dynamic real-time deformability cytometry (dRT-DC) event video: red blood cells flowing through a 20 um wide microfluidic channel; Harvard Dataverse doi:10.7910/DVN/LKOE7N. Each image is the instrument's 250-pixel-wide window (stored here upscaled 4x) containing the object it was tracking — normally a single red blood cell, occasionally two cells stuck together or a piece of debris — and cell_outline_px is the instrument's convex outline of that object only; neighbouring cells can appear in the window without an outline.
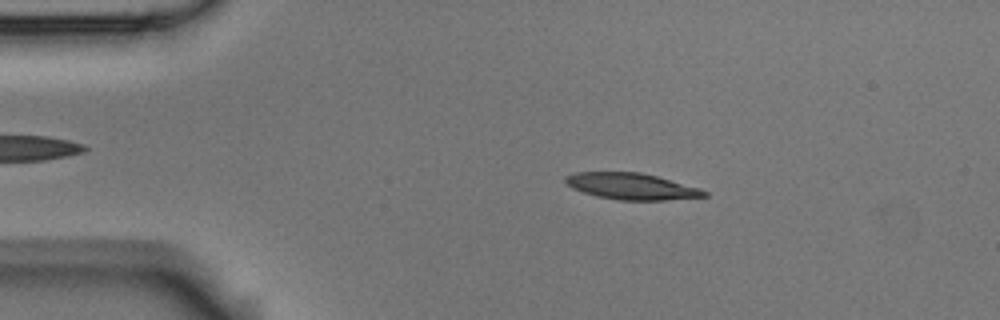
{"species": "Egyptian fruit bat (a non-hibernating species)", "species_latin": "Rousettus aegyptiacus", "temperature_condition": "room temperature", "stored_images_in_passage": 5, "camera_frame_rate_fps": 3000, "um_per_image_px": 0.085, "animal": {"sex": "male"}, "frame": {"image": 1, "passage_image": 2, "time_ms": 0.333, "image_size_px": [1000, 320], "cell_outline_px": [[708, 196], [664, 200], [616, 200], [596, 196], [572, 188], [564, 180], [564, 176], [576, 172], [640, 172], [656, 176], [700, 188], [708, 192]], "centroid_in_image_um": [53.67, 15.84], "position_along_channel_um": 31.3, "area_um2": 21.27}}
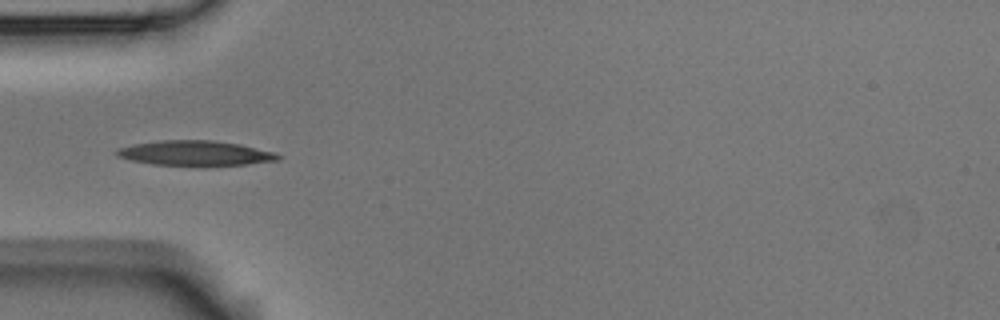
{"frame": {"image": 2, "passage_image": 4, "time_ms": 1.0, "image_size_px": [1000, 320], "cell_outline_px": [[280, 160], [244, 164], [204, 168], [152, 164], [132, 160], [116, 156], [112, 152], [116, 148], [136, 144], [160, 140], [212, 140], [240, 144], [272, 152], [280, 156]], "centroid_in_image_um": [16.54, 13.05], "position_along_channel_um": 68.5, "area_um2": 24.1}}
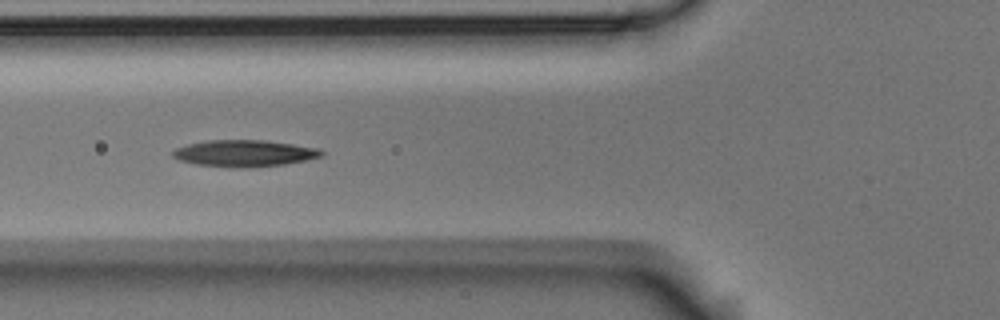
{"frame": {"image": 3, "passage_image": 5, "time_ms": 1.333, "image_size_px": [1000, 320], "cell_outline_px": [[324, 156], [284, 164], [248, 168], [240, 168], [196, 164], [180, 160], [172, 156], [172, 152], [176, 148], [188, 144], [208, 140], [264, 140], [320, 148], [324, 152]], "centroid_in_image_um": [20.79, 13.03], "position_along_channel_um": 105.0, "area_um2": 23.0}}